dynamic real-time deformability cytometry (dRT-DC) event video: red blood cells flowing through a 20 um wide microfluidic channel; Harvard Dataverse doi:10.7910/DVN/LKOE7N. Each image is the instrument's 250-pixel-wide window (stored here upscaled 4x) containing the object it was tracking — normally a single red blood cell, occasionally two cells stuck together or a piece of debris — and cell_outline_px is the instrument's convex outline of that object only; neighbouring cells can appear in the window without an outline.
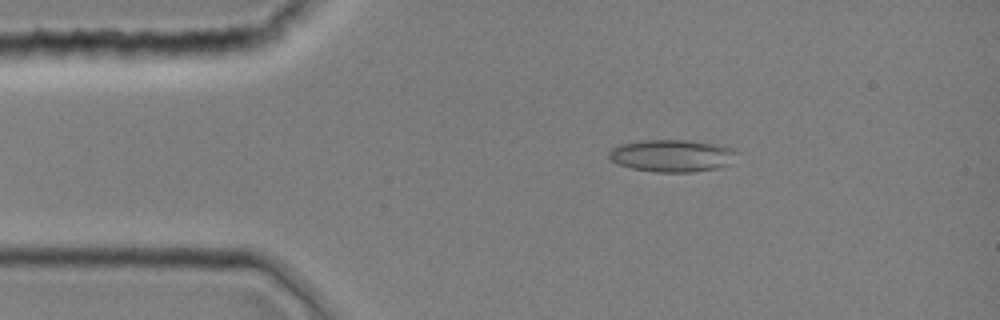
{"species": "common noctule bat (a hibernating species)", "species_latin": "Nyctalus noctula", "temperature_condition": "room temperature", "stored_images_in_passage": 42, "camera_frame_rate_fps": 3000, "um_per_image_px": 0.085, "animal": {"sex": "female", "body_mass_g": 19.0, "forearm_length_mm": 51.5}, "frame": {"image": 1, "passage_image": 7, "time_ms": 2.0, "image_size_px": [1000, 320], "cell_outline_px": [[732, 152], [728, 164], [716, 168], [692, 172], [656, 172], [632, 168], [616, 164], [608, 156], [608, 152], [612, 148], [624, 144], [640, 140], [688, 140], [712, 144], [732, 148]], "centroid_in_image_um": [57.0, 13.24], "position_along_channel_um": 28.0, "area_um2": 23.41}}
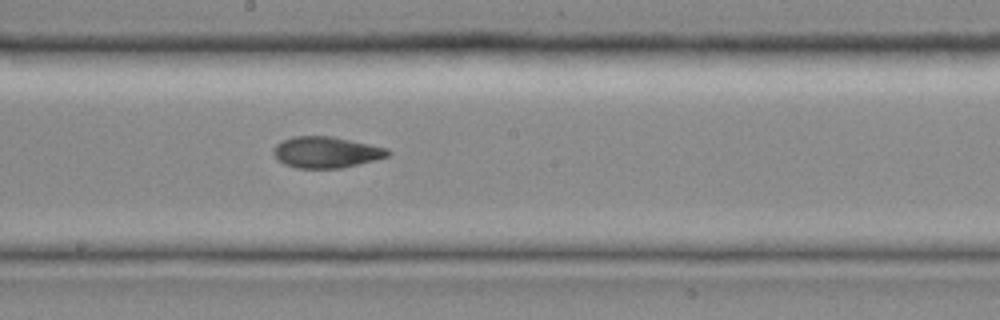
{"frame": {"image": 2, "passage_image": 23, "time_ms": 7.333, "image_size_px": [1000, 320], "cell_outline_px": [[392, 152], [388, 156], [340, 168], [296, 168], [284, 164], [276, 160], [272, 152], [272, 148], [280, 140], [292, 136], [332, 136], [388, 148]], "centroid_in_image_um": [27.65, 12.93], "position_along_channel_um": 220.6, "area_um2": 20.92}}
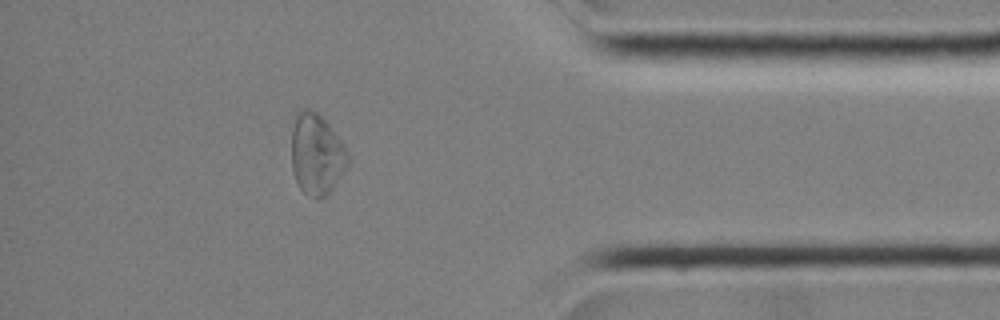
{"frame": {"image": 3, "passage_image": 37, "time_ms": 12.0, "image_size_px": [1000, 320], "cell_outline_px": [[348, 164], [332, 188], [324, 196], [316, 200], [304, 192], [300, 188], [296, 180], [292, 168], [292, 128], [296, 112], [300, 108], [308, 108], [316, 112], [328, 124], [340, 140], [348, 152]], "centroid_in_image_um": [26.88, 13.09], "position_along_channel_um": 408.3, "area_um2": 26.36}}